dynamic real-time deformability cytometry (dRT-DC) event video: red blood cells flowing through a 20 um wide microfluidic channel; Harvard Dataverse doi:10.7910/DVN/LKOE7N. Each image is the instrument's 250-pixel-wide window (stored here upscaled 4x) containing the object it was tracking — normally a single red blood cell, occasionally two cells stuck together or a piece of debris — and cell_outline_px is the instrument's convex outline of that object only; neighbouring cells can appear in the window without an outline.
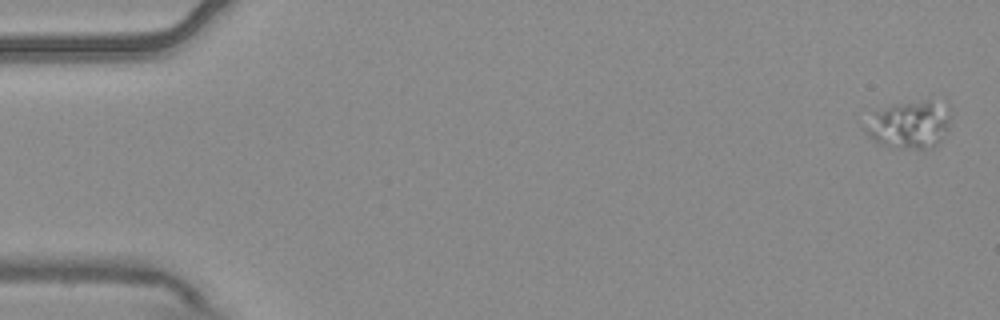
{"species": "common noctule bat (a hibernating species)", "species_latin": "Nyctalus noctula", "temperature_condition": "warm", "stored_images_in_passage": 5, "camera_frame_rate_fps": 3000, "um_per_image_px": 0.085, "animal": {"sex": "male", "body_mass_g": 20.4}, "frame": {"image": 1, "passage_image": 1, "time_ms": 0.0, "image_size_px": [1000, 320], "cell_outline_px": [[948, 128], [944, 136], [932, 148], [924, 152], [876, 144], [864, 132], [860, 124], [876, 112], [892, 104], [924, 100], [948, 100]], "centroid_in_image_um": [77.28, 10.61], "position_along_channel_um": 7.7, "area_um2": 24.74}}